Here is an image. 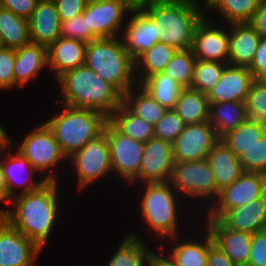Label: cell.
<instances>
[{"instance_id": "35", "label": "cell", "mask_w": 266, "mask_h": 266, "mask_svg": "<svg viewBox=\"0 0 266 266\" xmlns=\"http://www.w3.org/2000/svg\"><path fill=\"white\" fill-rule=\"evenodd\" d=\"M265 133L266 123L248 119L236 129L227 132L220 140L239 157Z\"/></svg>"}, {"instance_id": "19", "label": "cell", "mask_w": 266, "mask_h": 266, "mask_svg": "<svg viewBox=\"0 0 266 266\" xmlns=\"http://www.w3.org/2000/svg\"><path fill=\"white\" fill-rule=\"evenodd\" d=\"M219 140L214 128L207 122L187 124L172 143L174 162L199 161L206 156Z\"/></svg>"}, {"instance_id": "51", "label": "cell", "mask_w": 266, "mask_h": 266, "mask_svg": "<svg viewBox=\"0 0 266 266\" xmlns=\"http://www.w3.org/2000/svg\"><path fill=\"white\" fill-rule=\"evenodd\" d=\"M157 250L150 255L148 266H176L161 249Z\"/></svg>"}, {"instance_id": "18", "label": "cell", "mask_w": 266, "mask_h": 266, "mask_svg": "<svg viewBox=\"0 0 266 266\" xmlns=\"http://www.w3.org/2000/svg\"><path fill=\"white\" fill-rule=\"evenodd\" d=\"M41 251L33 240L0 216V266H35Z\"/></svg>"}, {"instance_id": "9", "label": "cell", "mask_w": 266, "mask_h": 266, "mask_svg": "<svg viewBox=\"0 0 266 266\" xmlns=\"http://www.w3.org/2000/svg\"><path fill=\"white\" fill-rule=\"evenodd\" d=\"M67 161L69 166H72L74 177L77 176L78 192L86 190L105 176L109 177V174L113 175L109 146L104 132L73 152Z\"/></svg>"}, {"instance_id": "16", "label": "cell", "mask_w": 266, "mask_h": 266, "mask_svg": "<svg viewBox=\"0 0 266 266\" xmlns=\"http://www.w3.org/2000/svg\"><path fill=\"white\" fill-rule=\"evenodd\" d=\"M174 163L172 143L153 137L144 143L139 174L130 185L168 182Z\"/></svg>"}, {"instance_id": "50", "label": "cell", "mask_w": 266, "mask_h": 266, "mask_svg": "<svg viewBox=\"0 0 266 266\" xmlns=\"http://www.w3.org/2000/svg\"><path fill=\"white\" fill-rule=\"evenodd\" d=\"M248 23L261 37H266V0H260L258 8Z\"/></svg>"}, {"instance_id": "25", "label": "cell", "mask_w": 266, "mask_h": 266, "mask_svg": "<svg viewBox=\"0 0 266 266\" xmlns=\"http://www.w3.org/2000/svg\"><path fill=\"white\" fill-rule=\"evenodd\" d=\"M45 69H48L46 46L30 42L17 48L14 62L15 88H25Z\"/></svg>"}, {"instance_id": "31", "label": "cell", "mask_w": 266, "mask_h": 266, "mask_svg": "<svg viewBox=\"0 0 266 266\" xmlns=\"http://www.w3.org/2000/svg\"><path fill=\"white\" fill-rule=\"evenodd\" d=\"M122 103L135 115L153 127L166 111L158 101L153 99L139 84L130 88L124 95Z\"/></svg>"}, {"instance_id": "27", "label": "cell", "mask_w": 266, "mask_h": 266, "mask_svg": "<svg viewBox=\"0 0 266 266\" xmlns=\"http://www.w3.org/2000/svg\"><path fill=\"white\" fill-rule=\"evenodd\" d=\"M229 29L228 64L250 67L261 36L249 23H232Z\"/></svg>"}, {"instance_id": "44", "label": "cell", "mask_w": 266, "mask_h": 266, "mask_svg": "<svg viewBox=\"0 0 266 266\" xmlns=\"http://www.w3.org/2000/svg\"><path fill=\"white\" fill-rule=\"evenodd\" d=\"M16 49L0 47V90L15 88L14 62Z\"/></svg>"}, {"instance_id": "26", "label": "cell", "mask_w": 266, "mask_h": 266, "mask_svg": "<svg viewBox=\"0 0 266 266\" xmlns=\"http://www.w3.org/2000/svg\"><path fill=\"white\" fill-rule=\"evenodd\" d=\"M206 161L214 173L216 198L222 189L228 187L244 172L239 157L220 139L213 145Z\"/></svg>"}, {"instance_id": "15", "label": "cell", "mask_w": 266, "mask_h": 266, "mask_svg": "<svg viewBox=\"0 0 266 266\" xmlns=\"http://www.w3.org/2000/svg\"><path fill=\"white\" fill-rule=\"evenodd\" d=\"M201 226L202 229H198V231H200L194 233V235H192L193 238L189 235H187L188 237H186V235H183V237L178 235L164 240L165 243L164 241L161 242L162 244L160 243L158 248L161 249L176 266H207L208 248L214 240L207 227L205 225ZM179 237L181 238L179 239ZM165 244L168 245L169 248L167 246L165 247Z\"/></svg>"}, {"instance_id": "23", "label": "cell", "mask_w": 266, "mask_h": 266, "mask_svg": "<svg viewBox=\"0 0 266 266\" xmlns=\"http://www.w3.org/2000/svg\"><path fill=\"white\" fill-rule=\"evenodd\" d=\"M86 46L83 41L60 36L47 47L48 70L53 72L55 80L66 71L84 65Z\"/></svg>"}, {"instance_id": "49", "label": "cell", "mask_w": 266, "mask_h": 266, "mask_svg": "<svg viewBox=\"0 0 266 266\" xmlns=\"http://www.w3.org/2000/svg\"><path fill=\"white\" fill-rule=\"evenodd\" d=\"M207 266H236L213 242L208 248Z\"/></svg>"}, {"instance_id": "6", "label": "cell", "mask_w": 266, "mask_h": 266, "mask_svg": "<svg viewBox=\"0 0 266 266\" xmlns=\"http://www.w3.org/2000/svg\"><path fill=\"white\" fill-rule=\"evenodd\" d=\"M144 11L161 25L159 41L176 50L192 48L194 29L205 15L195 3L181 0L153 2Z\"/></svg>"}, {"instance_id": "48", "label": "cell", "mask_w": 266, "mask_h": 266, "mask_svg": "<svg viewBox=\"0 0 266 266\" xmlns=\"http://www.w3.org/2000/svg\"><path fill=\"white\" fill-rule=\"evenodd\" d=\"M38 0H0V6L15 15L28 19L36 7Z\"/></svg>"}, {"instance_id": "22", "label": "cell", "mask_w": 266, "mask_h": 266, "mask_svg": "<svg viewBox=\"0 0 266 266\" xmlns=\"http://www.w3.org/2000/svg\"><path fill=\"white\" fill-rule=\"evenodd\" d=\"M31 43L48 47L61 36V20L53 0H38L28 18Z\"/></svg>"}, {"instance_id": "43", "label": "cell", "mask_w": 266, "mask_h": 266, "mask_svg": "<svg viewBox=\"0 0 266 266\" xmlns=\"http://www.w3.org/2000/svg\"><path fill=\"white\" fill-rule=\"evenodd\" d=\"M60 34L61 37L75 39L85 43L97 39L87 27L86 19L83 17V14L62 21Z\"/></svg>"}, {"instance_id": "17", "label": "cell", "mask_w": 266, "mask_h": 266, "mask_svg": "<svg viewBox=\"0 0 266 266\" xmlns=\"http://www.w3.org/2000/svg\"><path fill=\"white\" fill-rule=\"evenodd\" d=\"M163 30L144 10H132L120 38L125 50L135 61L141 54L160 42Z\"/></svg>"}, {"instance_id": "28", "label": "cell", "mask_w": 266, "mask_h": 266, "mask_svg": "<svg viewBox=\"0 0 266 266\" xmlns=\"http://www.w3.org/2000/svg\"><path fill=\"white\" fill-rule=\"evenodd\" d=\"M209 104L208 122L219 139L249 119L245 102L226 101Z\"/></svg>"}, {"instance_id": "39", "label": "cell", "mask_w": 266, "mask_h": 266, "mask_svg": "<svg viewBox=\"0 0 266 266\" xmlns=\"http://www.w3.org/2000/svg\"><path fill=\"white\" fill-rule=\"evenodd\" d=\"M227 63L196 59L190 88L207 94L220 80Z\"/></svg>"}, {"instance_id": "36", "label": "cell", "mask_w": 266, "mask_h": 266, "mask_svg": "<svg viewBox=\"0 0 266 266\" xmlns=\"http://www.w3.org/2000/svg\"><path fill=\"white\" fill-rule=\"evenodd\" d=\"M149 95L166 109H173L182 87L163 72L148 76L139 84Z\"/></svg>"}, {"instance_id": "59", "label": "cell", "mask_w": 266, "mask_h": 266, "mask_svg": "<svg viewBox=\"0 0 266 266\" xmlns=\"http://www.w3.org/2000/svg\"><path fill=\"white\" fill-rule=\"evenodd\" d=\"M238 266H250V265H248V264H243V265H238Z\"/></svg>"}, {"instance_id": "32", "label": "cell", "mask_w": 266, "mask_h": 266, "mask_svg": "<svg viewBox=\"0 0 266 266\" xmlns=\"http://www.w3.org/2000/svg\"><path fill=\"white\" fill-rule=\"evenodd\" d=\"M123 135L142 143L154 137V127L131 112L123 103L108 117Z\"/></svg>"}, {"instance_id": "40", "label": "cell", "mask_w": 266, "mask_h": 266, "mask_svg": "<svg viewBox=\"0 0 266 266\" xmlns=\"http://www.w3.org/2000/svg\"><path fill=\"white\" fill-rule=\"evenodd\" d=\"M250 120L266 123V80H254L245 100Z\"/></svg>"}, {"instance_id": "30", "label": "cell", "mask_w": 266, "mask_h": 266, "mask_svg": "<svg viewBox=\"0 0 266 266\" xmlns=\"http://www.w3.org/2000/svg\"><path fill=\"white\" fill-rule=\"evenodd\" d=\"M207 95L192 88H182L173 110L186 124L207 122L209 118Z\"/></svg>"}, {"instance_id": "56", "label": "cell", "mask_w": 266, "mask_h": 266, "mask_svg": "<svg viewBox=\"0 0 266 266\" xmlns=\"http://www.w3.org/2000/svg\"><path fill=\"white\" fill-rule=\"evenodd\" d=\"M153 2H171V1H177V0H152Z\"/></svg>"}, {"instance_id": "41", "label": "cell", "mask_w": 266, "mask_h": 266, "mask_svg": "<svg viewBox=\"0 0 266 266\" xmlns=\"http://www.w3.org/2000/svg\"><path fill=\"white\" fill-rule=\"evenodd\" d=\"M186 125L173 109H168L154 126V137L173 143Z\"/></svg>"}, {"instance_id": "29", "label": "cell", "mask_w": 266, "mask_h": 266, "mask_svg": "<svg viewBox=\"0 0 266 266\" xmlns=\"http://www.w3.org/2000/svg\"><path fill=\"white\" fill-rule=\"evenodd\" d=\"M141 238L137 232H129L116 246L105 266H148L154 250L146 244L147 240L144 242V238Z\"/></svg>"}, {"instance_id": "58", "label": "cell", "mask_w": 266, "mask_h": 266, "mask_svg": "<svg viewBox=\"0 0 266 266\" xmlns=\"http://www.w3.org/2000/svg\"><path fill=\"white\" fill-rule=\"evenodd\" d=\"M181 1H188V2H193V3H195L197 0H181Z\"/></svg>"}, {"instance_id": "4", "label": "cell", "mask_w": 266, "mask_h": 266, "mask_svg": "<svg viewBox=\"0 0 266 266\" xmlns=\"http://www.w3.org/2000/svg\"><path fill=\"white\" fill-rule=\"evenodd\" d=\"M59 104L60 108L44 123L68 158L103 132L108 117L97 110Z\"/></svg>"}, {"instance_id": "24", "label": "cell", "mask_w": 266, "mask_h": 266, "mask_svg": "<svg viewBox=\"0 0 266 266\" xmlns=\"http://www.w3.org/2000/svg\"><path fill=\"white\" fill-rule=\"evenodd\" d=\"M218 220L228 228L250 234L266 229V193L246 205L227 210Z\"/></svg>"}, {"instance_id": "47", "label": "cell", "mask_w": 266, "mask_h": 266, "mask_svg": "<svg viewBox=\"0 0 266 266\" xmlns=\"http://www.w3.org/2000/svg\"><path fill=\"white\" fill-rule=\"evenodd\" d=\"M249 70L255 80H266V37H261Z\"/></svg>"}, {"instance_id": "13", "label": "cell", "mask_w": 266, "mask_h": 266, "mask_svg": "<svg viewBox=\"0 0 266 266\" xmlns=\"http://www.w3.org/2000/svg\"><path fill=\"white\" fill-rule=\"evenodd\" d=\"M132 10L122 0L88 2L83 17L98 38L119 37Z\"/></svg>"}, {"instance_id": "45", "label": "cell", "mask_w": 266, "mask_h": 266, "mask_svg": "<svg viewBox=\"0 0 266 266\" xmlns=\"http://www.w3.org/2000/svg\"><path fill=\"white\" fill-rule=\"evenodd\" d=\"M247 264L266 266V229L252 233L250 257Z\"/></svg>"}, {"instance_id": "5", "label": "cell", "mask_w": 266, "mask_h": 266, "mask_svg": "<svg viewBox=\"0 0 266 266\" xmlns=\"http://www.w3.org/2000/svg\"><path fill=\"white\" fill-rule=\"evenodd\" d=\"M122 95L137 85L135 61L119 37L98 38L87 43L85 63Z\"/></svg>"}, {"instance_id": "1", "label": "cell", "mask_w": 266, "mask_h": 266, "mask_svg": "<svg viewBox=\"0 0 266 266\" xmlns=\"http://www.w3.org/2000/svg\"><path fill=\"white\" fill-rule=\"evenodd\" d=\"M59 184L60 181L46 182L36 191L12 198L10 209H0L3 219L42 250L54 231L58 215H61Z\"/></svg>"}, {"instance_id": "46", "label": "cell", "mask_w": 266, "mask_h": 266, "mask_svg": "<svg viewBox=\"0 0 266 266\" xmlns=\"http://www.w3.org/2000/svg\"><path fill=\"white\" fill-rule=\"evenodd\" d=\"M61 22L78 16L85 10L88 0H53Z\"/></svg>"}, {"instance_id": "37", "label": "cell", "mask_w": 266, "mask_h": 266, "mask_svg": "<svg viewBox=\"0 0 266 266\" xmlns=\"http://www.w3.org/2000/svg\"><path fill=\"white\" fill-rule=\"evenodd\" d=\"M259 3L260 0H219L206 14L216 12L221 18L217 22L220 23L222 20L221 23L224 22L226 25L248 23Z\"/></svg>"}, {"instance_id": "42", "label": "cell", "mask_w": 266, "mask_h": 266, "mask_svg": "<svg viewBox=\"0 0 266 266\" xmlns=\"http://www.w3.org/2000/svg\"><path fill=\"white\" fill-rule=\"evenodd\" d=\"M244 171L266 174V133L239 156Z\"/></svg>"}, {"instance_id": "12", "label": "cell", "mask_w": 266, "mask_h": 266, "mask_svg": "<svg viewBox=\"0 0 266 266\" xmlns=\"http://www.w3.org/2000/svg\"><path fill=\"white\" fill-rule=\"evenodd\" d=\"M213 14H205L197 23L192 51L196 59L213 62H229V29L228 25L214 20ZM220 24V25H219ZM224 24V25H223ZM219 25V26H218Z\"/></svg>"}, {"instance_id": "14", "label": "cell", "mask_w": 266, "mask_h": 266, "mask_svg": "<svg viewBox=\"0 0 266 266\" xmlns=\"http://www.w3.org/2000/svg\"><path fill=\"white\" fill-rule=\"evenodd\" d=\"M12 144H14L13 139L11 144L0 149V155H3L2 168L10 199L36 191L47 182L42 177L34 180L36 174L39 173L19 151L14 152ZM16 188L21 190L17 192Z\"/></svg>"}, {"instance_id": "55", "label": "cell", "mask_w": 266, "mask_h": 266, "mask_svg": "<svg viewBox=\"0 0 266 266\" xmlns=\"http://www.w3.org/2000/svg\"><path fill=\"white\" fill-rule=\"evenodd\" d=\"M8 136L5 127L0 124V149L12 143V138Z\"/></svg>"}, {"instance_id": "33", "label": "cell", "mask_w": 266, "mask_h": 266, "mask_svg": "<svg viewBox=\"0 0 266 266\" xmlns=\"http://www.w3.org/2000/svg\"><path fill=\"white\" fill-rule=\"evenodd\" d=\"M30 42L28 19L0 6V47L17 49Z\"/></svg>"}, {"instance_id": "53", "label": "cell", "mask_w": 266, "mask_h": 266, "mask_svg": "<svg viewBox=\"0 0 266 266\" xmlns=\"http://www.w3.org/2000/svg\"><path fill=\"white\" fill-rule=\"evenodd\" d=\"M131 10H144L150 4L152 0H122Z\"/></svg>"}, {"instance_id": "10", "label": "cell", "mask_w": 266, "mask_h": 266, "mask_svg": "<svg viewBox=\"0 0 266 266\" xmlns=\"http://www.w3.org/2000/svg\"><path fill=\"white\" fill-rule=\"evenodd\" d=\"M266 193V174L244 171L228 187L222 189L206 209L205 219H219L227 210L246 205Z\"/></svg>"}, {"instance_id": "54", "label": "cell", "mask_w": 266, "mask_h": 266, "mask_svg": "<svg viewBox=\"0 0 266 266\" xmlns=\"http://www.w3.org/2000/svg\"><path fill=\"white\" fill-rule=\"evenodd\" d=\"M219 0H197L195 4L206 14Z\"/></svg>"}, {"instance_id": "7", "label": "cell", "mask_w": 266, "mask_h": 266, "mask_svg": "<svg viewBox=\"0 0 266 266\" xmlns=\"http://www.w3.org/2000/svg\"><path fill=\"white\" fill-rule=\"evenodd\" d=\"M47 182H58L57 166L68 162L52 131L43 122L26 132L19 144L12 145ZM55 167V168H54ZM57 169V171H55Z\"/></svg>"}, {"instance_id": "20", "label": "cell", "mask_w": 266, "mask_h": 266, "mask_svg": "<svg viewBox=\"0 0 266 266\" xmlns=\"http://www.w3.org/2000/svg\"><path fill=\"white\" fill-rule=\"evenodd\" d=\"M248 67L227 64L219 82L206 94L209 103L245 102L254 81Z\"/></svg>"}, {"instance_id": "52", "label": "cell", "mask_w": 266, "mask_h": 266, "mask_svg": "<svg viewBox=\"0 0 266 266\" xmlns=\"http://www.w3.org/2000/svg\"><path fill=\"white\" fill-rule=\"evenodd\" d=\"M0 203H5L9 205L10 198L8 197L7 187H6V181L3 173L2 168V156H0Z\"/></svg>"}, {"instance_id": "21", "label": "cell", "mask_w": 266, "mask_h": 266, "mask_svg": "<svg viewBox=\"0 0 266 266\" xmlns=\"http://www.w3.org/2000/svg\"><path fill=\"white\" fill-rule=\"evenodd\" d=\"M205 221V222H204ZM203 225L211 232L214 243L236 265L247 264L252 234L224 226L218 219H205Z\"/></svg>"}, {"instance_id": "8", "label": "cell", "mask_w": 266, "mask_h": 266, "mask_svg": "<svg viewBox=\"0 0 266 266\" xmlns=\"http://www.w3.org/2000/svg\"><path fill=\"white\" fill-rule=\"evenodd\" d=\"M169 182L184 201L188 199L191 204L196 203L195 201L203 204L205 202V205L202 204L204 211L216 199L214 173L206 159L175 162Z\"/></svg>"}, {"instance_id": "3", "label": "cell", "mask_w": 266, "mask_h": 266, "mask_svg": "<svg viewBox=\"0 0 266 266\" xmlns=\"http://www.w3.org/2000/svg\"><path fill=\"white\" fill-rule=\"evenodd\" d=\"M138 205L140 218L147 225L149 233L159 241L180 235L181 211L184 200L168 182L142 183ZM144 186V187H143ZM144 189V190H143ZM182 202V204H181ZM180 204V205H179ZM182 207H179L181 206ZM181 208V209H180ZM180 210V211H179ZM180 215V216H179Z\"/></svg>"}, {"instance_id": "11", "label": "cell", "mask_w": 266, "mask_h": 266, "mask_svg": "<svg viewBox=\"0 0 266 266\" xmlns=\"http://www.w3.org/2000/svg\"><path fill=\"white\" fill-rule=\"evenodd\" d=\"M103 132L109 146L112 173L130 186L139 174L144 143L123 135L109 121Z\"/></svg>"}, {"instance_id": "34", "label": "cell", "mask_w": 266, "mask_h": 266, "mask_svg": "<svg viewBox=\"0 0 266 266\" xmlns=\"http://www.w3.org/2000/svg\"><path fill=\"white\" fill-rule=\"evenodd\" d=\"M177 50L158 42L135 60V77L140 84L148 76L162 72Z\"/></svg>"}, {"instance_id": "57", "label": "cell", "mask_w": 266, "mask_h": 266, "mask_svg": "<svg viewBox=\"0 0 266 266\" xmlns=\"http://www.w3.org/2000/svg\"><path fill=\"white\" fill-rule=\"evenodd\" d=\"M105 1H111V0H88V2H105Z\"/></svg>"}, {"instance_id": "2", "label": "cell", "mask_w": 266, "mask_h": 266, "mask_svg": "<svg viewBox=\"0 0 266 266\" xmlns=\"http://www.w3.org/2000/svg\"><path fill=\"white\" fill-rule=\"evenodd\" d=\"M56 82L61 95L59 103L97 110L106 117L122 104L123 95L85 64L66 71Z\"/></svg>"}, {"instance_id": "38", "label": "cell", "mask_w": 266, "mask_h": 266, "mask_svg": "<svg viewBox=\"0 0 266 266\" xmlns=\"http://www.w3.org/2000/svg\"><path fill=\"white\" fill-rule=\"evenodd\" d=\"M196 58L192 49L177 50L162 71L170 76L182 88H189L193 80Z\"/></svg>"}]
</instances>
